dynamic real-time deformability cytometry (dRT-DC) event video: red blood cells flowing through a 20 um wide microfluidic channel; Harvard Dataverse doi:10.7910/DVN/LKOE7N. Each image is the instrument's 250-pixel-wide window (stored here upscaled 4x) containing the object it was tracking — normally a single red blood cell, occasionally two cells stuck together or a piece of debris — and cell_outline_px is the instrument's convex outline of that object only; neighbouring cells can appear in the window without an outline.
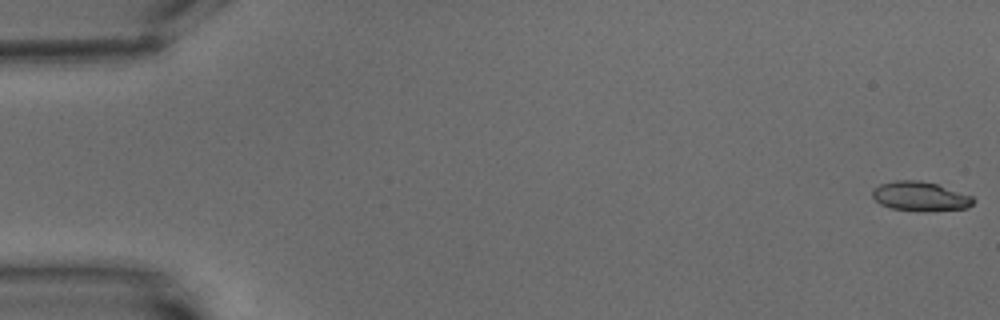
{"species": "common noctule bat (a hibernating species)", "species_latin": "Nyctalus noctula", "temperature_condition": "warm", "stored_images_in_passage": 6, "camera_frame_rate_fps": 3000, "um_per_image_px": 0.085, "animal": {"sex": "male", "body_mass_g": 15.6}, "frame": {"image": 1, "passage_image": 1, "time_ms": 0.0, "image_size_px": [1000, 320], "cell_outline_px": [[976, 200], [968, 208], [924, 212], [920, 212], [892, 208], [880, 204], [872, 196], [872, 188], [880, 184], [896, 180], [920, 180], [936, 184], [972, 196]], "centroid_in_image_um": [78.21, 16.7], "position_along_channel_um": 6.8, "area_um2": 17.4}}
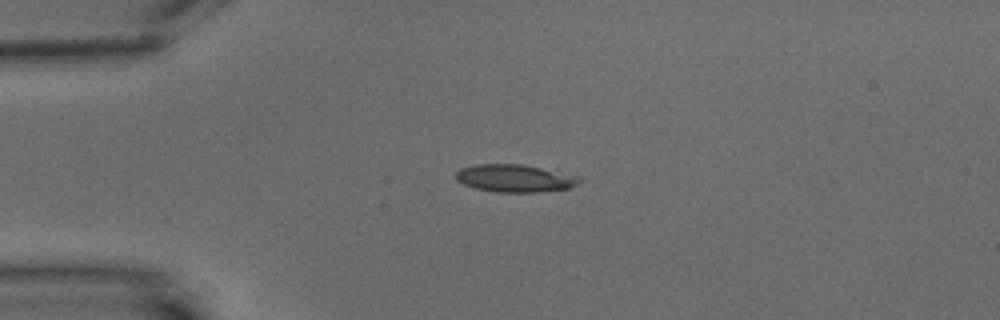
{"frame": {"image": 2, "passage_image": 5, "time_ms": 5.0, "image_size_px": [1000, 320], "cell_outline_px": [[584, 180], [568, 188], [536, 192], [496, 192], [476, 188], [464, 184], [456, 180], [456, 172], [460, 168], [476, 164], [520, 164], [540, 168], [576, 176]], "centroid_in_image_um": [43.71, 15.15], "position_along_channel_um": 41.3, "area_um2": 19.54}}